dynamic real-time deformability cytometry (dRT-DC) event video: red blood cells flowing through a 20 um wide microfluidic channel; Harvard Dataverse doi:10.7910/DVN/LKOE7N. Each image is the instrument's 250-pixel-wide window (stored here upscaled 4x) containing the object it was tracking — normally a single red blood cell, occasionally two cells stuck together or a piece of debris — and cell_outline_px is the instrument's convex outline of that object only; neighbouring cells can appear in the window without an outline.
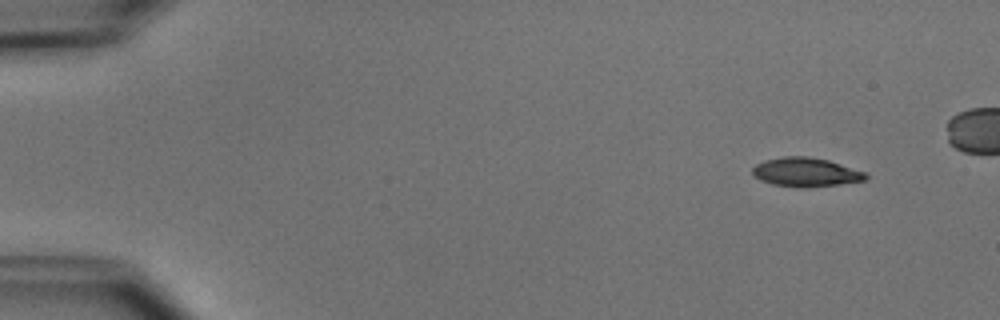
{"species": "common noctule bat (a hibernating species)", "species_latin": "Nyctalus noctula", "temperature_condition": "cold", "stored_images_in_passage": 5, "camera_frame_rate_fps": 3000, "um_per_image_px": 0.085, "animal": {"sex": "male", "body_mass_g": 15.6}, "frame": {"image": 1, "passage_image": 1, "time_ms": 0.0, "image_size_px": [1000, 320], "cell_outline_px": [[868, 176], [864, 180], [840, 184], [808, 188], [796, 188], [772, 184], [760, 180], [752, 172], [752, 168], [756, 164], [764, 160], [784, 156], [808, 156], [828, 160], [868, 172]], "centroid_in_image_um": [68.51, 14.64], "position_along_channel_um": 16.5, "area_um2": 19.36}}